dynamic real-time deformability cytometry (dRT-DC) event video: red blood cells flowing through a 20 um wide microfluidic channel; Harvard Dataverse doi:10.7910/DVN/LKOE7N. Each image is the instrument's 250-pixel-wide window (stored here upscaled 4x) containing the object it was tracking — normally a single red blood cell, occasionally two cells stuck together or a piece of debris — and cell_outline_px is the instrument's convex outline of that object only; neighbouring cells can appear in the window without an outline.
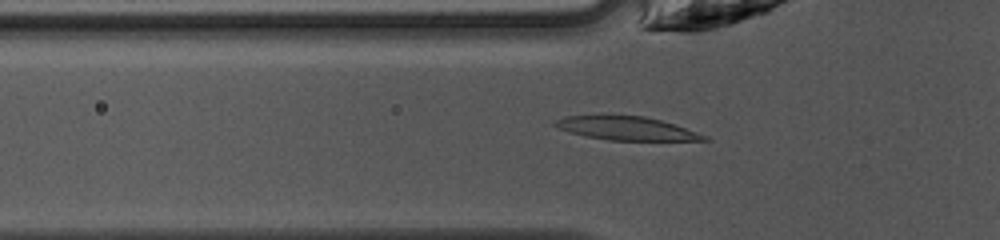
{"species": "common noctule bat (a hibernating species)", "species_latin": "Nyctalus noctula", "temperature_condition": "warm", "stored_images_in_passage": 41, "camera_frame_rate_fps": 3000, "um_per_image_px": 0.085, "animal": {"sex": "female", "body_mass_g": 10.0, "forearm_length_mm": 53.1}, "frame": {"image": 1, "passage_image": 10, "time_ms": 3.0, "image_size_px": [1000, 240], "cell_outline_px": [[712, 140], [608, 140], [584, 136], [568, 132], [556, 128], [552, 124], [552, 120], [564, 116], [644, 116], [676, 124], [708, 136]], "centroid_in_image_um": [53.21, 10.91], "position_along_channel_um": 72.6, "area_um2": 20.46}}
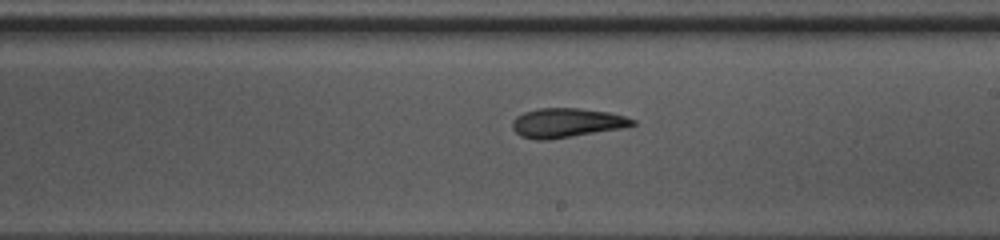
{"frame": {"image": 2, "passage_image": 22, "time_ms": 7.0, "image_size_px": [1000, 240], "cell_outline_px": [[636, 124], [628, 128], [548, 140], [536, 140], [520, 136], [512, 128], [512, 120], [516, 116], [524, 112], [540, 108], [576, 108], [608, 112], [624, 116], [636, 120]], "centroid_in_image_um": [48.19, 10.45], "position_along_channel_um": 240.8, "area_um2": 20.81}}
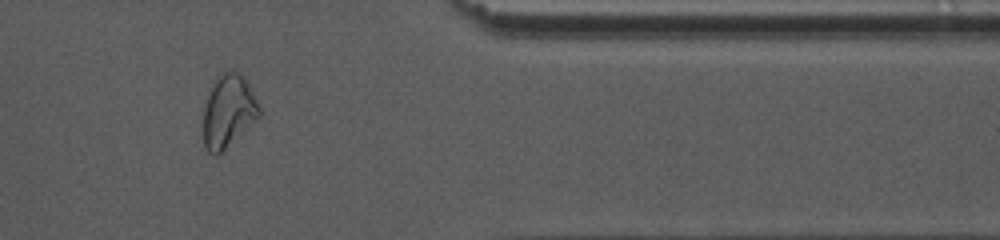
{"frame": {"image": 3, "passage_image": 34, "time_ms": 11.0, "image_size_px": [1000, 240], "cell_outline_px": [[260, 116], [216, 156], [212, 156], [204, 148], [204, 108], [212, 84], [216, 76], [220, 72], [236, 72], [244, 76], [260, 108]], "centroid_in_image_um": [19.38, 9.45], "position_along_channel_um": 392.0, "area_um2": 23.29}}